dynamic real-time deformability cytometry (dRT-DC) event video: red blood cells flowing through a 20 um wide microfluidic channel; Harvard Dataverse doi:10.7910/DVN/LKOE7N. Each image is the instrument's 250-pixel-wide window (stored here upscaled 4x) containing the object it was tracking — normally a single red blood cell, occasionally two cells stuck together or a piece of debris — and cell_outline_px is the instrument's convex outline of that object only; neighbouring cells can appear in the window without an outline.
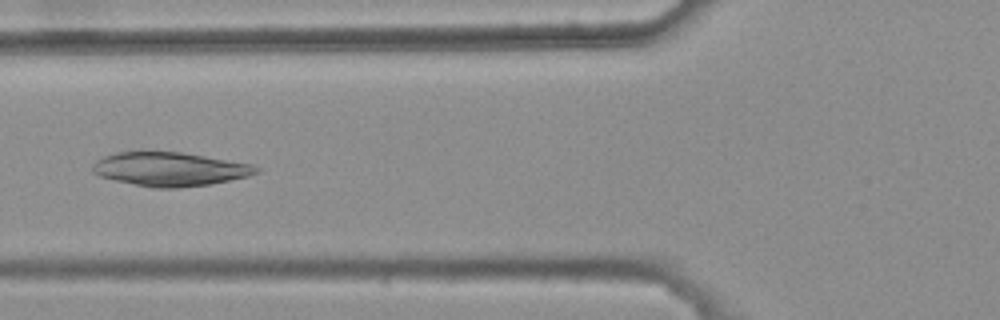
{"species": "common noctule bat (a hibernating species)", "species_latin": "Nyctalus noctula", "temperature_condition": "warm", "stored_images_in_passage": 6, "camera_frame_rate_fps": 3000, "um_per_image_px": 0.085, "animal": {"sex": "female", "body_mass_g": 25.1}, "frame": {"image": 1, "passage_image": 5, "time_ms": 1.333, "image_size_px": [1000, 320], "cell_outline_px": [[260, 172], [248, 176], [208, 184], [176, 188], [156, 188], [116, 180], [100, 176], [92, 172], [92, 164], [96, 160], [104, 156], [116, 152], [180, 152], [252, 164], [260, 168]], "centroid_in_image_um": [14.43, 14.37], "position_along_channel_um": 111.4, "area_um2": 31.85}}
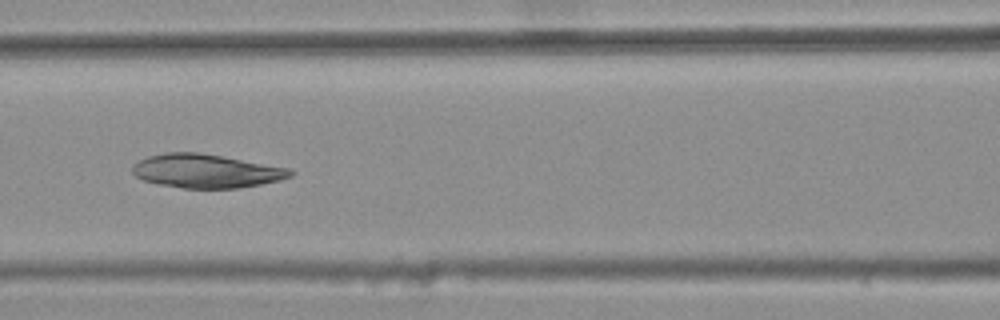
{"frame": {"image": 2, "passage_image": 6, "time_ms": 1.667, "image_size_px": [1000, 320], "cell_outline_px": [[296, 172], [292, 176], [280, 180], [240, 188], [184, 188], [160, 184], [144, 180], [136, 176], [132, 172], [132, 168], [140, 160], [148, 156], [164, 152], [196, 152], [220, 156], [288, 168]], "centroid_in_image_um": [17.53, 14.54], "position_along_channel_um": 149.1, "area_um2": 30.63}}